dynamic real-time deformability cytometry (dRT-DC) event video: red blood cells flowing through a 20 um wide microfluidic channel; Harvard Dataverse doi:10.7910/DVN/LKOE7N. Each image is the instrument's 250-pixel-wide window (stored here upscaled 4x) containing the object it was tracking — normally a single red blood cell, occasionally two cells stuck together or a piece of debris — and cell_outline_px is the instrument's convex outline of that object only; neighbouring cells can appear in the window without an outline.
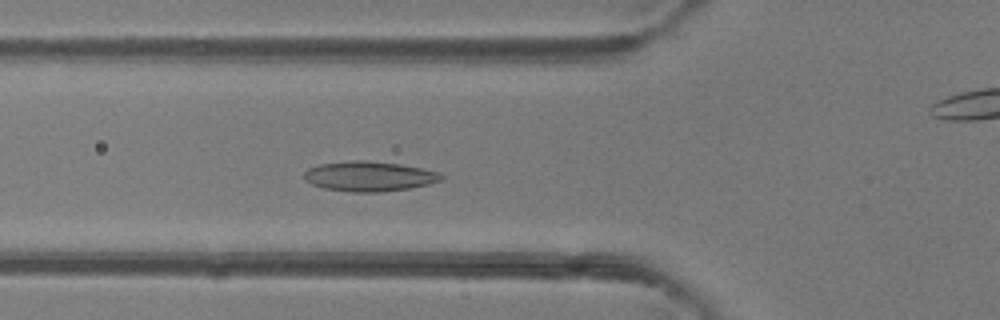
{"species": "common noctule bat (a hibernating species)", "species_latin": "Nyctalus noctula", "temperature_condition": "room temperature", "stored_images_in_passage": 39, "camera_frame_rate_fps": 3000, "um_per_image_px": 0.085, "animal": {"sex": "female"}, "frame": {"image": 1, "passage_image": 8, "time_ms": 2.333, "image_size_px": [1000, 320], "cell_outline_px": [[444, 180], [428, 184], [408, 188], [380, 192], [352, 192], [324, 188], [312, 184], [304, 180], [304, 172], [308, 168], [320, 164], [352, 160], [364, 160], [400, 164], [440, 172], [444, 176]], "centroid_in_image_um": [31.38, 14.98], "position_along_channel_um": 94.4, "area_um2": 23.93}}
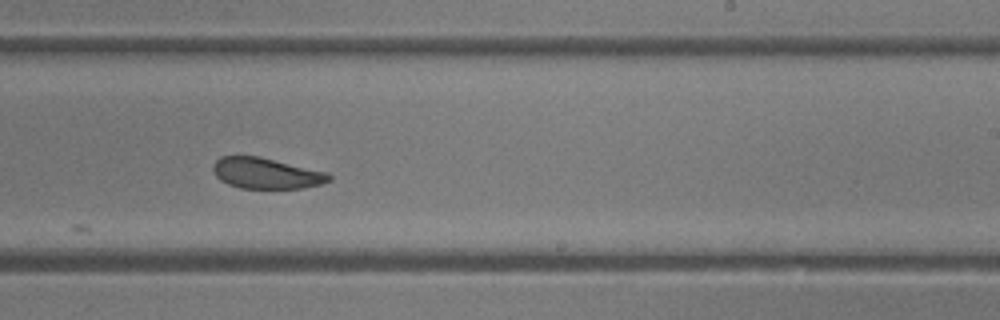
{"frame": {"image": 2, "passage_image": 20, "time_ms": 6.333, "image_size_px": [1000, 320], "cell_outline_px": [[332, 180], [320, 184], [304, 188], [240, 188], [228, 184], [220, 180], [212, 172], [212, 164], [220, 156], [260, 156], [328, 172], [332, 176]], "centroid_in_image_um": [22.62, 14.72], "position_along_channel_um": 266.4, "area_um2": 21.1}}
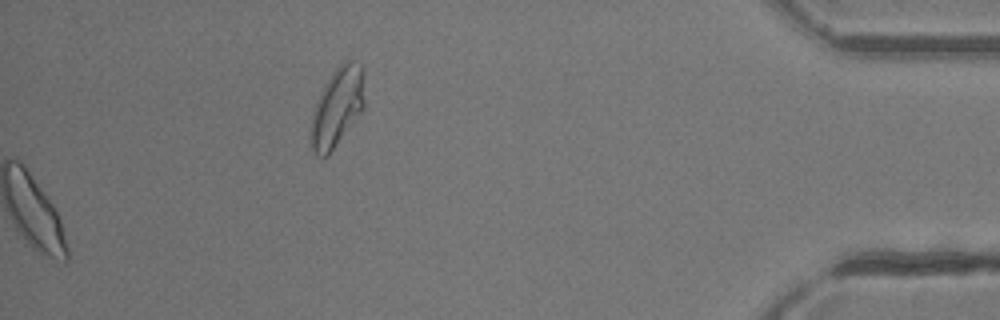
{"frame": {"image": 3, "passage_image": 39, "time_ms": 12.667, "image_size_px": [1000, 320], "cell_outline_px": [[364, 108], [328, 156], [320, 156], [312, 148], [312, 112], [316, 100], [324, 84], [332, 72], [340, 64], [348, 60], [352, 60], [360, 64], [364, 100]], "centroid_in_image_um": [28.65, 9.09], "position_along_channel_um": 406.5, "area_um2": 24.04}, "authors_computed_cell_mechanics": {"area_um2": 22.9466, "velocity_mm_per_s": 4.2877, "shape_relaxation_time_tau1_ms": null, "shape_relaxation_time_tau2_ms": 2.5051, "deformation_change_tau1": null, "deformation_change_tau2": 0.0803}}